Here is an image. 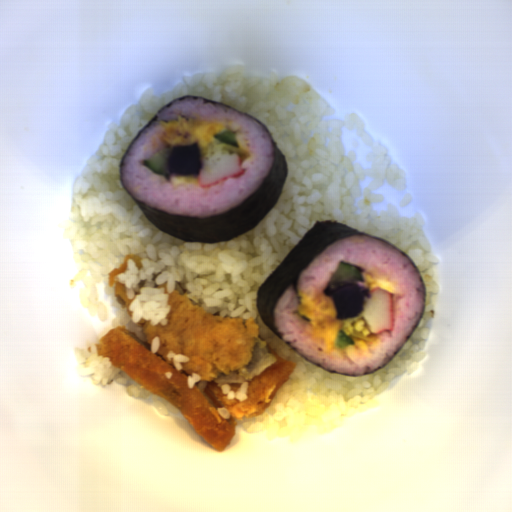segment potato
I'll return each instance as SVG.
<instances>
[{"label": "potato", "mask_w": 512, "mask_h": 512, "mask_svg": "<svg viewBox=\"0 0 512 512\" xmlns=\"http://www.w3.org/2000/svg\"><path fill=\"white\" fill-rule=\"evenodd\" d=\"M365 297L371 299L369 288L347 283L333 290L331 299L337 308V320L357 317L364 310Z\"/></svg>", "instance_id": "potato-1"}, {"label": "potato", "mask_w": 512, "mask_h": 512, "mask_svg": "<svg viewBox=\"0 0 512 512\" xmlns=\"http://www.w3.org/2000/svg\"><path fill=\"white\" fill-rule=\"evenodd\" d=\"M202 151L197 142L189 146H175L166 162V170L172 175H192L199 179L203 164L201 163Z\"/></svg>", "instance_id": "potato-2"}, {"label": "potato", "mask_w": 512, "mask_h": 512, "mask_svg": "<svg viewBox=\"0 0 512 512\" xmlns=\"http://www.w3.org/2000/svg\"><path fill=\"white\" fill-rule=\"evenodd\" d=\"M217 148H220L223 151H226L227 153H229V155L238 154L241 158V163L244 162L245 160L249 159L250 157H252L251 152H249L248 150H246L245 148H243L239 145H238V147H235V146H232L230 144H226V143L220 141L217 144Z\"/></svg>", "instance_id": "potato-3"}, {"label": "potato", "mask_w": 512, "mask_h": 512, "mask_svg": "<svg viewBox=\"0 0 512 512\" xmlns=\"http://www.w3.org/2000/svg\"><path fill=\"white\" fill-rule=\"evenodd\" d=\"M351 336L358 337L374 343L377 342V338L373 334L368 333L367 335H363V332L357 331V329H353Z\"/></svg>", "instance_id": "potato-4"}]
</instances>
